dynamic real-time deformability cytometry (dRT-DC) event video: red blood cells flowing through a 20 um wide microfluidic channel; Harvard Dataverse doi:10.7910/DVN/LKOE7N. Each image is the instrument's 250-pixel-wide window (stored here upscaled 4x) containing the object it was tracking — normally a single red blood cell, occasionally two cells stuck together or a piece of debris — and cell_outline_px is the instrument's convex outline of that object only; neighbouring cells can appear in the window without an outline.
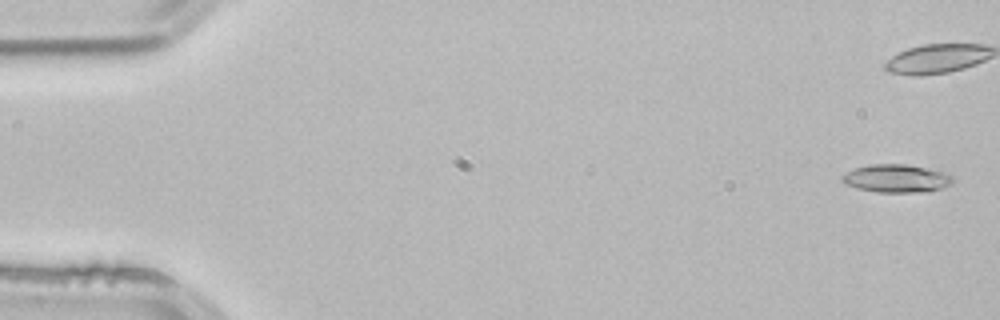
{"species": "common noctule bat (a hibernating species)", "species_latin": "Nyctalus noctula", "temperature_condition": "room temperature", "stored_images_in_passage": 3, "camera_frame_rate_fps": 3000, "um_per_image_px": 0.085, "animal": {"sex": "male", "body_mass_g": 21.5, "forearm_length_mm": 52.0}, "frame": {"image": 1, "passage_image": 1, "time_ms": 0.0, "image_size_px": [1000, 320], "cell_outline_px": [[952, 184], [944, 188], [920, 192], [876, 192], [856, 188], [844, 184], [840, 180], [840, 176], [856, 168], [872, 164], [904, 164], [944, 172], [952, 176]], "centroid_in_image_um": [76.16, 15.18], "position_along_channel_um": 8.8, "area_um2": 17.98}}